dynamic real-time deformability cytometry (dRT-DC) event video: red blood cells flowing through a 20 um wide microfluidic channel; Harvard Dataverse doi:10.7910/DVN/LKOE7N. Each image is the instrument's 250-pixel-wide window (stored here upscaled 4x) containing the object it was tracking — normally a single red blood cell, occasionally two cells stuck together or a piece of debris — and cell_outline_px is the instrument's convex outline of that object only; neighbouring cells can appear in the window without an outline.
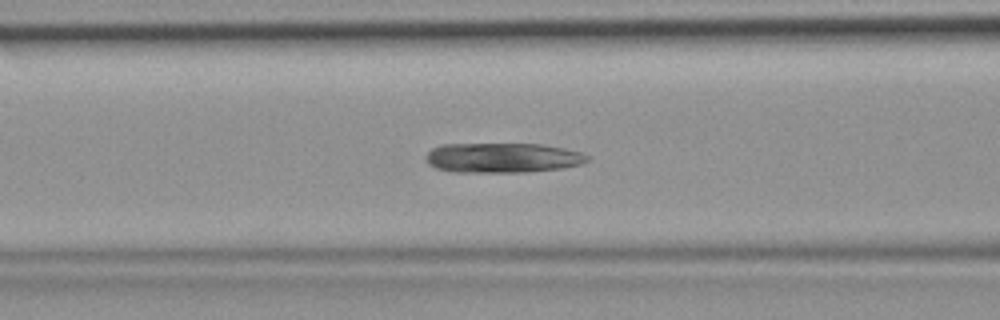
{"species": "common noctule bat (a hibernating species)", "species_latin": "Nyctalus noctula", "temperature_condition": "room temperature", "stored_images_in_passage": 29, "camera_frame_rate_fps": 3000, "um_per_image_px": 0.085, "animal": {"sex": "female", "body_mass_g": 19.9}, "frame": {"image": 1, "passage_image": 5, "time_ms": 1.333, "image_size_px": [1000, 320], "cell_outline_px": [[588, 160], [580, 164], [560, 168], [524, 172], [452, 172], [436, 168], [428, 164], [428, 152], [432, 148], [440, 144], [540, 144], [564, 148], [580, 152], [588, 156]], "centroid_in_image_um": [42.69, 13.41], "position_along_channel_um": 123.9, "area_um2": 27.92}}
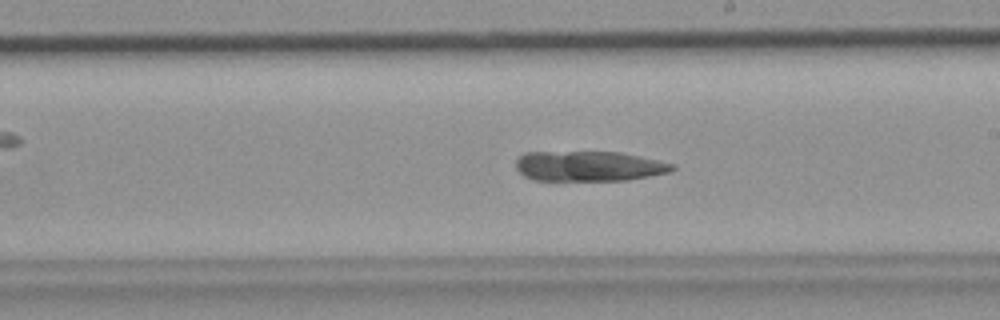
{"frame": {"image": 2, "passage_image": 13, "time_ms": 4.0, "image_size_px": [1000, 320], "cell_outline_px": [[676, 168], [668, 172], [628, 180], [532, 180], [524, 176], [516, 168], [516, 160], [524, 152], [620, 152], [676, 164]], "centroid_in_image_um": [50.04, 14.12], "position_along_channel_um": 239.0, "area_um2": 27.4}}